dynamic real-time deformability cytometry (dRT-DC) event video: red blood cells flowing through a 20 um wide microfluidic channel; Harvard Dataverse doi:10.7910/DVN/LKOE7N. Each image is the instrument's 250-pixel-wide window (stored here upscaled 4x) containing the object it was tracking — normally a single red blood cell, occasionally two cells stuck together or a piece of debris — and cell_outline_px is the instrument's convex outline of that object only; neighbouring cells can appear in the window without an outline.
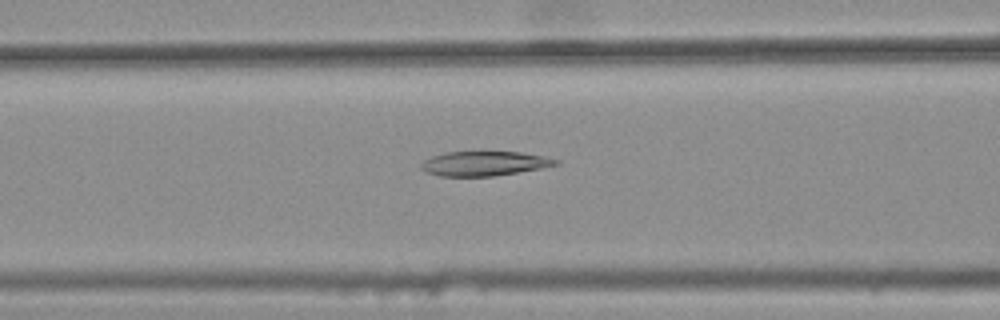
{"species": "common noctule bat (a hibernating species)", "species_latin": "Nyctalus noctula", "temperature_condition": "warm", "stored_images_in_passage": 46, "camera_frame_rate_fps": 3000, "um_per_image_px": 0.085, "animal": {"sex": "female", "body_mass_g": 25.1}, "frame": {"image": 1, "passage_image": 21, "time_ms": 6.667, "image_size_px": [1000, 320], "cell_outline_px": [[560, 164], [540, 168], [492, 176], [440, 176], [428, 172], [420, 168], [420, 164], [424, 160], [432, 156], [444, 152], [520, 152], [544, 156], [560, 160]], "centroid_in_image_um": [41.16, 13.89], "position_along_channel_um": 125.4, "area_um2": 19.07}}
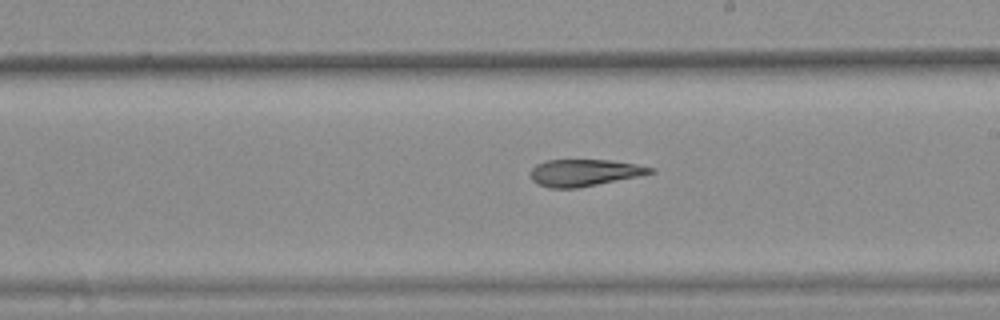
{"frame": {"image": 2, "passage_image": 30, "time_ms": 9.667, "image_size_px": [1000, 320], "cell_outline_px": [[656, 172], [640, 176], [576, 188], [548, 188], [536, 184], [532, 180], [528, 172], [536, 164], [548, 160], [612, 160], [636, 164], [656, 168]], "centroid_in_image_um": [49.66, 14.68], "position_along_channel_um": 239.3, "area_um2": 18.96}}
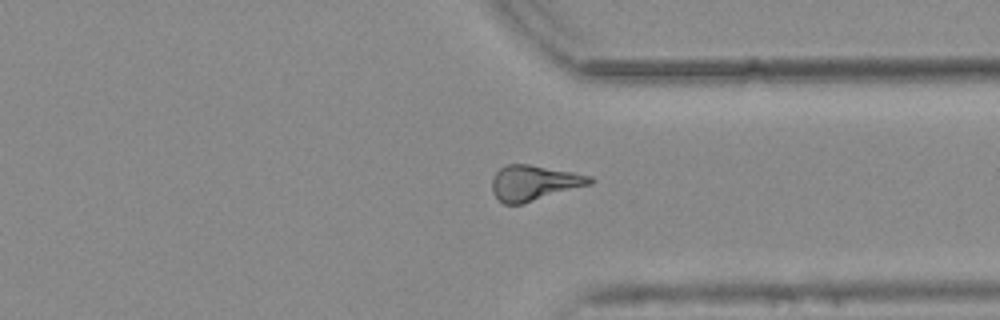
{"frame": {"image": 3, "passage_image": 40, "time_ms": 13.0, "image_size_px": [1000, 320], "cell_outline_px": [[596, 180], [592, 184], [520, 204], [504, 204], [492, 192], [492, 180], [496, 172], [500, 168], [508, 164], [528, 164], [572, 172], [592, 176]], "centroid_in_image_um": [45.41, 15.53], "position_along_channel_um": 366.0, "area_um2": 19.94}, "authors_computed_cell_mechanics": {"area_um2": 19.9988, "velocity_mm_per_s": 3.8078, "shape_relaxation_time_tau1_ms": null, "shape_relaxation_time_tau2_ms": 11.2508, "deformation_change_tau1": null, "deformation_change_tau2": 0.249}}